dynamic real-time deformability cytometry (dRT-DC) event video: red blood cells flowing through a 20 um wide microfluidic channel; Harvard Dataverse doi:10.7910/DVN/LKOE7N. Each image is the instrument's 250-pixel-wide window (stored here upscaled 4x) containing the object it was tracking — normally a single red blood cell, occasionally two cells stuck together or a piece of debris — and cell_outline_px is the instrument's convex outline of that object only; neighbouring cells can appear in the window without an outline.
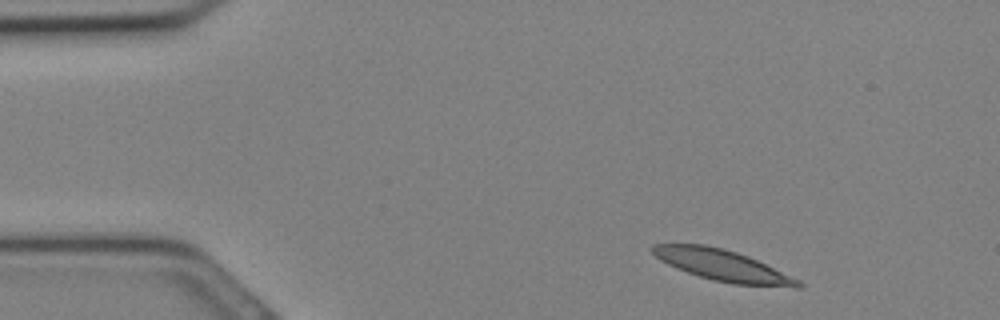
{"species": "Egyptian fruit bat (a non-hibernating species)", "species_latin": "Rousettus aegyptiacus", "temperature_condition": "cold", "stored_images_in_passage": 12, "camera_frame_rate_fps": 3000, "um_per_image_px": 0.085, "animal": {"sex": "female"}, "frame": {"image": 1, "passage_image": 1, "time_ms": 0.0, "image_size_px": [1000, 320], "cell_outline_px": [[804, 284], [800, 288], [796, 288], [732, 284], [712, 280], [676, 268], [660, 260], [648, 248], [652, 244], [704, 244], [724, 248], [748, 256], [800, 280]], "centroid_in_image_um": [61.42, 22.56], "position_along_channel_um": 23.6, "area_um2": 26.53}}
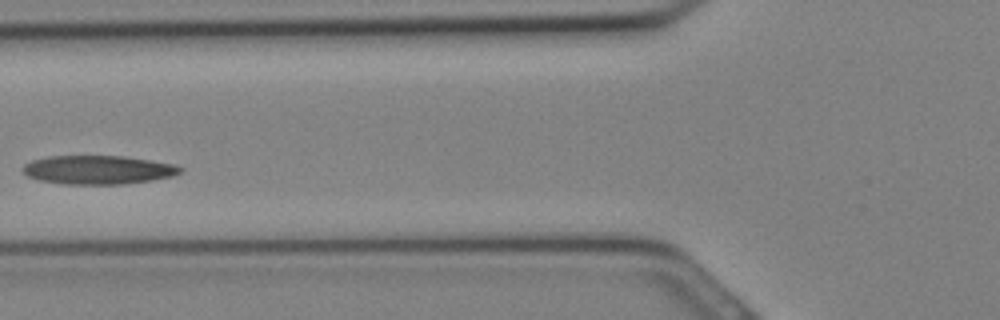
{"frame": {"image": 2, "passage_image": 9, "time_ms": 2.667, "image_size_px": [1000, 320], "cell_outline_px": [[184, 168], [180, 172], [172, 176], [152, 180], [120, 184], [64, 184], [40, 180], [28, 176], [20, 168], [24, 164], [32, 160], [48, 156], [124, 156], [172, 164]], "centroid_in_image_um": [8.3, 14.43], "position_along_channel_um": 117.5, "area_um2": 26.18}}
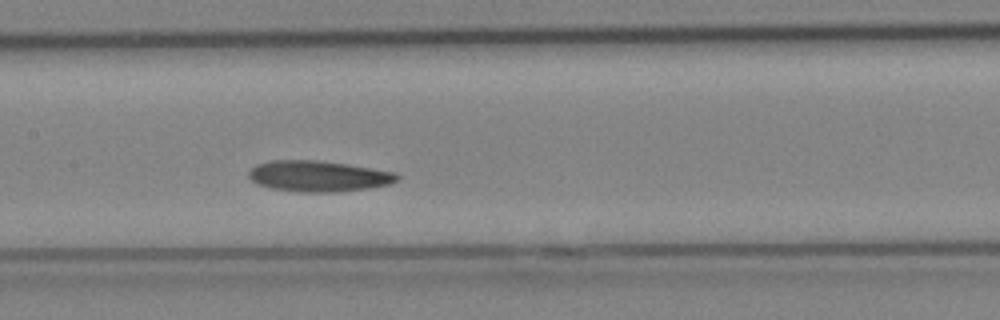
{"frame": {"image": 3, "passage_image": 12, "time_ms": 3.667, "image_size_px": [1000, 320], "cell_outline_px": [[400, 176], [396, 180], [388, 184], [368, 188], [336, 192], [300, 192], [272, 188], [256, 184], [248, 176], [248, 172], [256, 164], [276, 160], [316, 160], [348, 164], [396, 172]], "centroid_in_image_um": [27.06, 14.97], "position_along_channel_um": 180.3, "area_um2": 26.65}}